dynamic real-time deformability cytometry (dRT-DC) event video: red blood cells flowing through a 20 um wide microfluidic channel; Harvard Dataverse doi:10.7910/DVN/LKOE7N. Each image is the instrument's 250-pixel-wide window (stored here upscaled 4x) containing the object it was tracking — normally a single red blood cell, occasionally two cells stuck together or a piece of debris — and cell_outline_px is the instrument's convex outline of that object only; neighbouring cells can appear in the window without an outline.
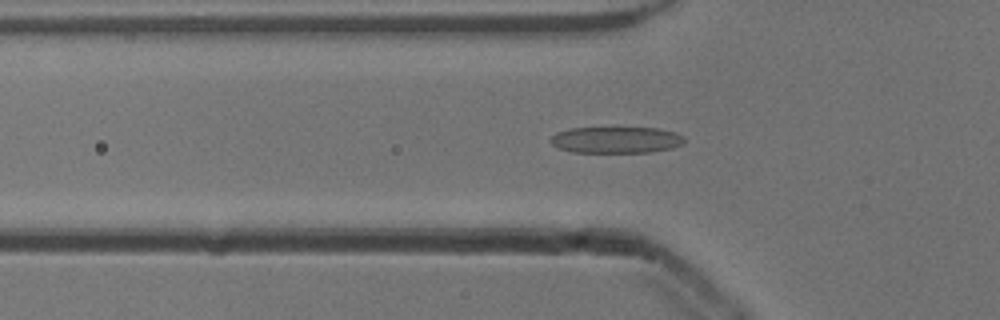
{"species": "common noctule bat (a hibernating species)", "species_latin": "Nyctalus noctula", "temperature_condition": "cold", "stored_images_in_passage": 52, "camera_frame_rate_fps": 3000, "um_per_image_px": 0.085, "animal": {"sex": "male", "body_mass_g": 13.3}, "frame": {"image": 1, "passage_image": 17, "time_ms": 5.333, "image_size_px": [1000, 320], "cell_outline_px": [[684, 144], [672, 148], [652, 152], [572, 152], [560, 148], [552, 144], [548, 140], [556, 132], [568, 128], [656, 128], [676, 132], [684, 136]], "centroid_in_image_um": [52.38, 11.89], "position_along_channel_um": 73.4, "area_um2": 20.69}}
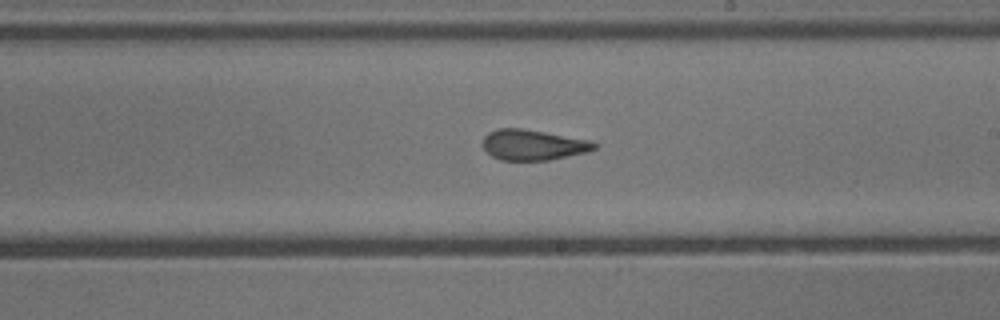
{"frame": {"image": 2, "passage_image": 30, "time_ms": 9.667, "image_size_px": [1000, 320], "cell_outline_px": [[596, 148], [584, 152], [548, 160], [500, 160], [492, 156], [484, 148], [484, 136], [488, 132], [500, 128], [520, 128], [544, 132], [588, 140], [596, 144]], "centroid_in_image_um": [45.26, 12.31], "position_along_channel_um": 243.7, "area_um2": 19.36}}
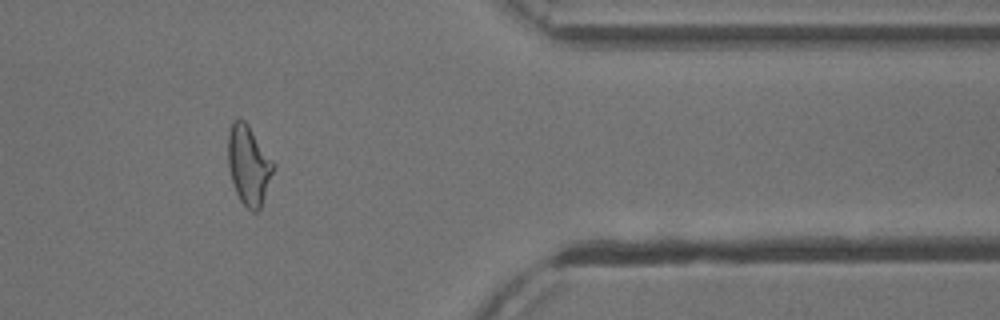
{"frame": {"image": 3, "passage_image": 43, "time_ms": 14.0, "image_size_px": [1000, 320], "cell_outline_px": [[276, 168], [260, 208], [256, 212], [252, 212], [240, 200], [236, 192], [232, 180], [228, 164], [228, 132], [232, 124], [236, 120], [244, 120], [248, 124], [276, 164]], "centroid_in_image_um": [21.17, 14.04], "position_along_channel_um": 390.2, "area_um2": 20.98}, "authors_computed_cell_mechanics": {"area_um2": 20.9525, "velocity_mm_per_s": 3.9036, "shape_relaxation_time_tau1_ms": 5.1403, "shape_relaxation_time_tau2_ms": 1.5251, "deformation_change_tau1": 0.1836, "deformation_change_tau2": 0.11}}